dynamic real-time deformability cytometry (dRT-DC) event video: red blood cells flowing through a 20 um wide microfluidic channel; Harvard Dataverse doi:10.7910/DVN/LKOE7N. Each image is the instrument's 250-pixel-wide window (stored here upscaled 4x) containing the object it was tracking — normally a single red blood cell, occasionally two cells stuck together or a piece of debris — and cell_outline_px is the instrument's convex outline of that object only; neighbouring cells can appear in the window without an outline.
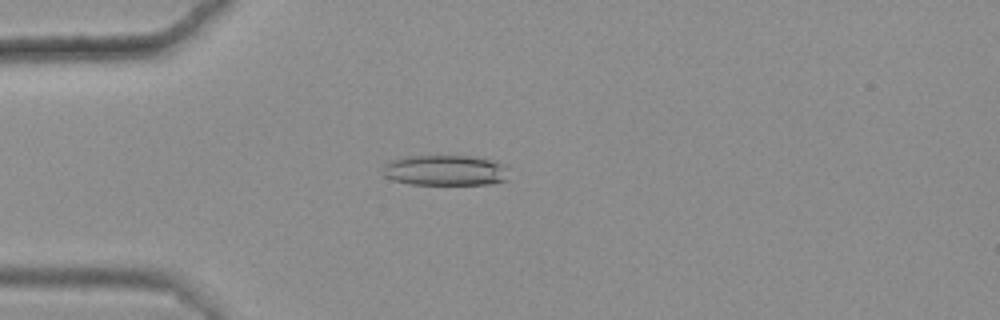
{"species": "common noctule bat (a hibernating species)", "species_latin": "Nyctalus noctula", "temperature_condition": "warm", "stored_images_in_passage": 49, "camera_frame_rate_fps": 3000, "um_per_image_px": 0.085, "animal": {"sex": "female", "body_mass_g": 25.1}, "frame": {"image": 1, "passage_image": 16, "time_ms": 5.0, "image_size_px": [1000, 320], "cell_outline_px": [[508, 180], [488, 184], [408, 184], [392, 180], [384, 176], [384, 164], [388, 160], [408, 156], [468, 156], [492, 160], [508, 164]], "centroid_in_image_um": [37.87, 14.48], "position_along_channel_um": 47.1, "area_um2": 22.72}}
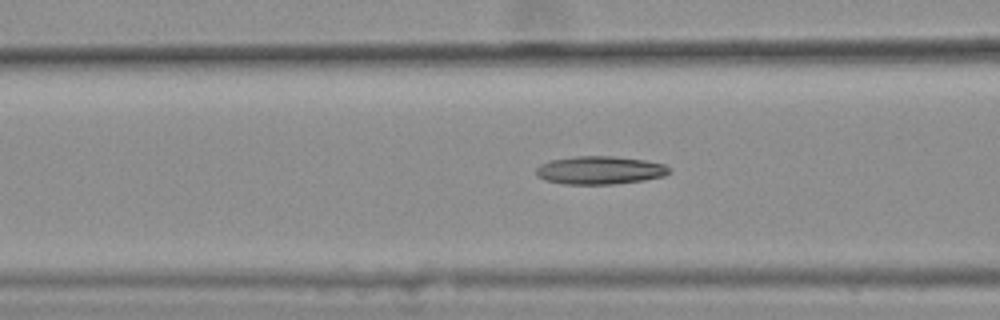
{"frame": {"image": 2, "passage_image": 23, "time_ms": 7.333, "image_size_px": [1000, 320], "cell_outline_px": [[668, 172], [664, 176], [644, 180], [612, 184], [564, 184], [544, 180], [536, 176], [536, 168], [540, 164], [552, 160], [576, 156], [612, 156], [644, 160], [664, 164], [668, 168]], "centroid_in_image_um": [50.94, 14.47], "position_along_channel_um": 115.7, "area_um2": 21.68}}
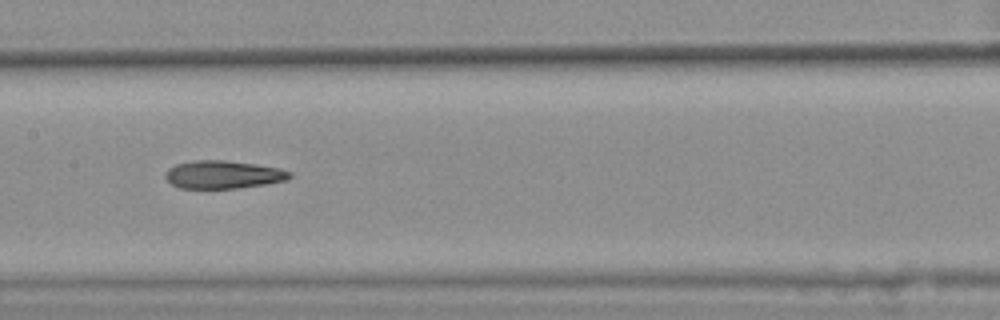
{"frame": {"image": 3, "passage_image": 29, "time_ms": 9.333, "image_size_px": [1000, 320], "cell_outline_px": [[292, 176], [284, 180], [264, 184], [236, 188], [180, 188], [172, 184], [164, 176], [164, 172], [168, 168], [176, 164], [192, 160], [224, 160], [256, 164], [280, 168], [292, 172]], "centroid_in_image_um": [18.94, 14.83], "position_along_channel_um": 188.5, "area_um2": 20.23}, "authors_computed_cell_mechanics": {"area_um2": 21.1548, "velocity_mm_per_s": 3.6454, "shape_relaxation_time_tau1_ms": null, "shape_relaxation_time_tau2_ms": 4.6409, "deformation_change_tau1": null, "deformation_change_tau2": 0.1612}}